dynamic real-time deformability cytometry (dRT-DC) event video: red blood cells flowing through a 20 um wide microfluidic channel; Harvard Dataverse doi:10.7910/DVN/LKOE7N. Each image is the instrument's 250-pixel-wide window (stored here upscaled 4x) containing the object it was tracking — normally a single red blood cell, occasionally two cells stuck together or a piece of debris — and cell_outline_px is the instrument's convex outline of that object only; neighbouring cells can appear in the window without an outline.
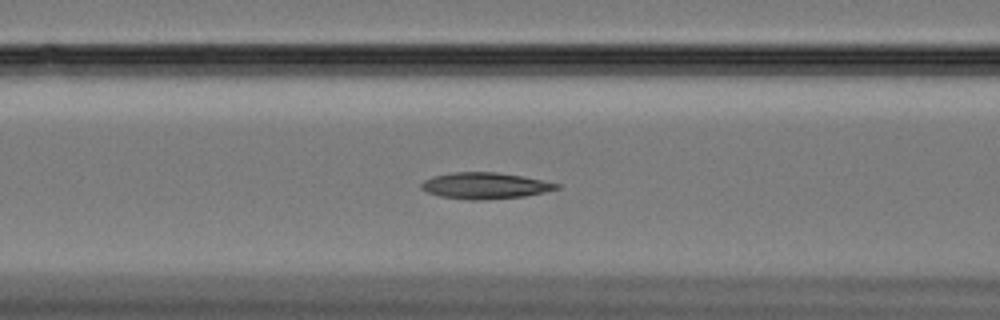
{"species": "Egyptian fruit bat (a non-hibernating species)", "species_latin": "Rousettus aegyptiacus", "temperature_condition": "cold", "stored_images_in_passage": 52, "camera_frame_rate_fps": 3000, "um_per_image_px": 0.085, "animal": {"sex": "female"}, "frame": {"image": 1, "passage_image": 18, "time_ms": 5.667, "image_size_px": [1000, 320], "cell_outline_px": [[560, 188], [544, 192], [524, 196], [480, 200], [468, 200], [440, 196], [428, 192], [420, 188], [420, 184], [424, 180], [432, 176], [452, 172], [496, 172], [520, 176], [560, 184]], "centroid_in_image_um": [41.18, 15.78], "position_along_channel_um": 125.4, "area_um2": 20.58}}
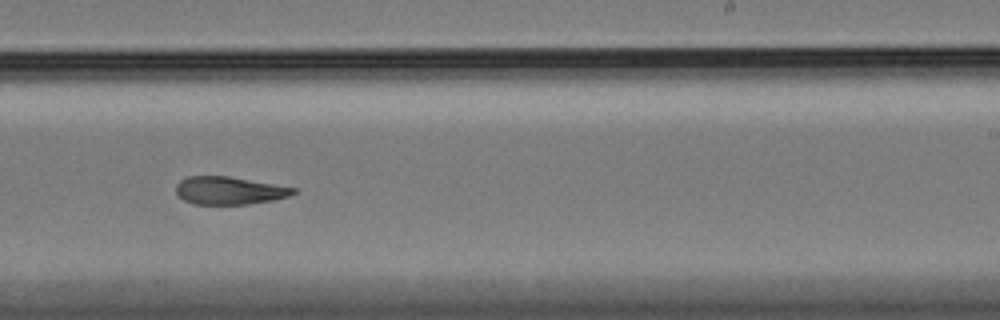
{"frame": {"image": 2, "passage_image": 31, "time_ms": 10.0, "image_size_px": [1000, 320], "cell_outline_px": [[296, 192], [288, 196], [272, 200], [248, 204], [196, 204], [184, 200], [176, 192], [176, 184], [180, 180], [188, 176], [228, 176], [296, 188]], "centroid_in_image_um": [19.46, 16.19], "position_along_channel_um": 269.5, "area_um2": 18.79}}
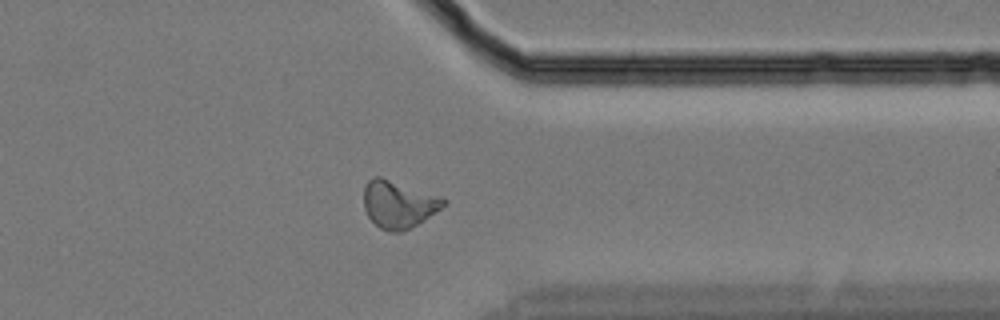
{"frame": {"image": 3, "passage_image": 41, "time_ms": 13.333, "image_size_px": [1000, 320], "cell_outline_px": [[448, 204], [424, 220], [400, 232], [388, 232], [380, 228], [368, 216], [364, 208], [364, 188], [368, 180], [372, 176], [380, 176], [440, 196], [448, 200]], "centroid_in_image_um": [33.88, 17.35], "position_along_channel_um": 377.5, "area_um2": 22.02}}